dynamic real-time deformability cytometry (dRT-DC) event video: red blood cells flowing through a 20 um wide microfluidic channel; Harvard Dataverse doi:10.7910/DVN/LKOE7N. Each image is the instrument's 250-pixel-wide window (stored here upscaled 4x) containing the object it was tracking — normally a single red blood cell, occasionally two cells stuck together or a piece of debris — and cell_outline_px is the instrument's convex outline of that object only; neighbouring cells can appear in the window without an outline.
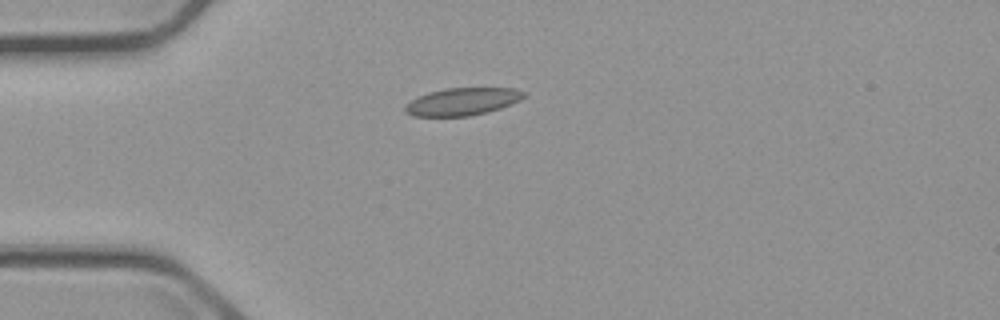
{"species": "common noctule bat (a hibernating species)", "species_latin": "Nyctalus noctula", "temperature_condition": "cold", "stored_images_in_passage": 3, "camera_frame_rate_fps": 3000, "um_per_image_px": 0.085, "animal": {"sex": "male", "body_mass_g": 23.1, "forearm_length_mm": 52.7}, "frame": {"image": 1, "passage_image": 1, "time_ms": 0.0, "image_size_px": [1000, 320], "cell_outline_px": [[528, 96], [512, 104], [488, 112], [468, 116], [412, 116], [404, 112], [404, 104], [428, 92], [444, 88], [516, 88], [528, 92]], "centroid_in_image_um": [39.34, 8.63], "position_along_channel_um": 45.7, "area_um2": 19.31}}
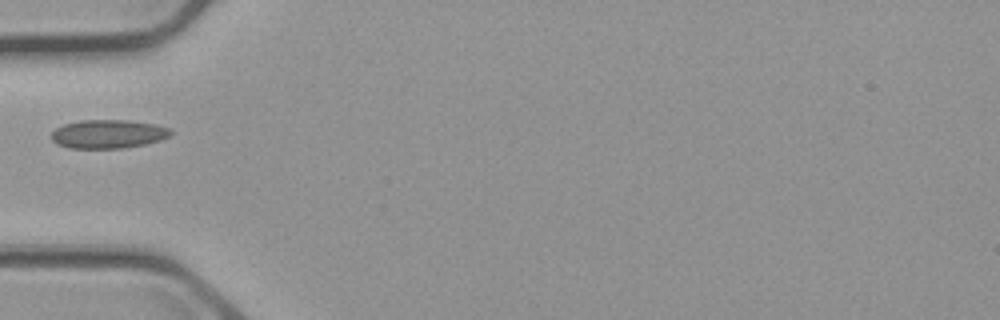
{"frame": {"image": 2, "passage_image": 2, "time_ms": 1.333, "image_size_px": [1000, 320], "cell_outline_px": [[172, 132], [168, 136], [160, 140], [144, 144], [124, 148], [68, 148], [56, 144], [52, 140], [52, 132], [56, 128], [64, 124], [80, 120], [128, 120], [156, 124], [168, 128]], "centroid_in_image_um": [9.17, 11.39], "position_along_channel_um": 75.8, "area_um2": 19.88}}
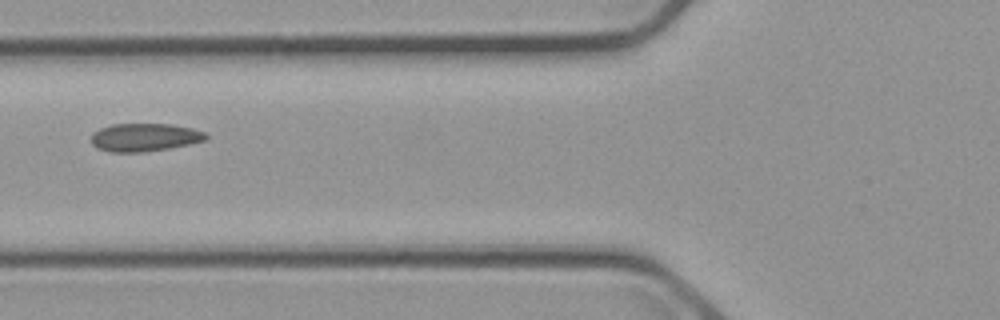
{"frame": {"image": 3, "passage_image": 3, "time_ms": 2.333, "image_size_px": [1000, 320], "cell_outline_px": [[208, 140], [168, 148], [144, 152], [112, 152], [96, 148], [92, 144], [92, 132], [100, 128], [112, 124], [172, 124], [192, 128], [204, 132], [208, 136]], "centroid_in_image_um": [12.28, 11.67], "position_along_channel_um": 113.5, "area_um2": 18.79}}